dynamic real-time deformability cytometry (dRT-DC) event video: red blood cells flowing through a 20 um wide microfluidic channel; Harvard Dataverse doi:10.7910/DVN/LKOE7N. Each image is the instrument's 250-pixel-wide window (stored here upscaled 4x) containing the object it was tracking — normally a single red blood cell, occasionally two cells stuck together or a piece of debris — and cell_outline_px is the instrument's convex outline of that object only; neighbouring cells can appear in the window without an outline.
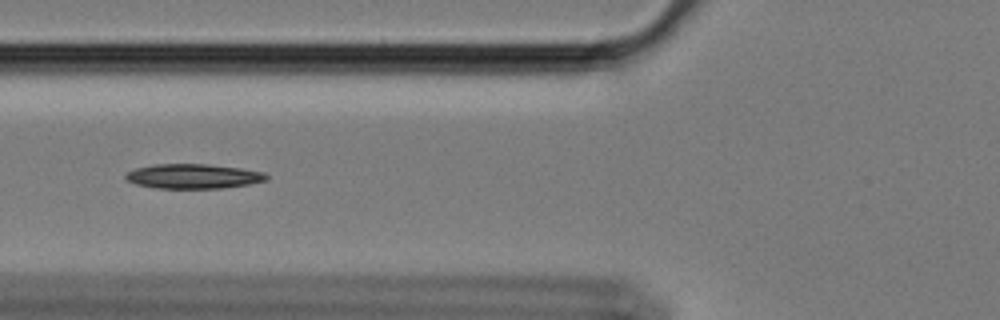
{"species": "Egyptian fruit bat (a non-hibernating species)", "species_latin": "Rousettus aegyptiacus", "temperature_condition": "cold", "stored_images_in_passage": 42, "camera_frame_rate_fps": 3000, "um_per_image_px": 0.085, "animal": {"sex": "female"}, "frame": {"image": 1, "passage_image": 5, "time_ms": 1.333, "image_size_px": [1000, 320], "cell_outline_px": [[268, 180], [248, 184], [220, 188], [156, 188], [136, 184], [128, 180], [124, 176], [128, 172], [136, 168], [156, 164], [204, 164], [240, 168], [264, 172], [268, 176]], "centroid_in_image_um": [16.44, 14.98], "position_along_channel_um": 109.4, "area_um2": 20.0}}
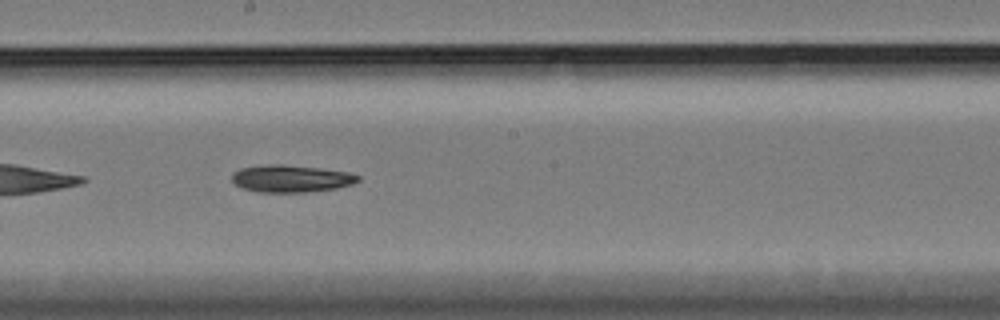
{"frame": {"image": 2, "passage_image": 15, "time_ms": 4.667, "image_size_px": [1000, 320], "cell_outline_px": [[360, 180], [352, 184], [336, 188], [304, 192], [256, 192], [244, 188], [236, 184], [232, 180], [232, 172], [240, 168], [272, 164], [280, 164], [320, 168], [348, 172], [360, 176]], "centroid_in_image_um": [24.74, 15.18], "position_along_channel_um": 223.5, "area_um2": 19.88}}
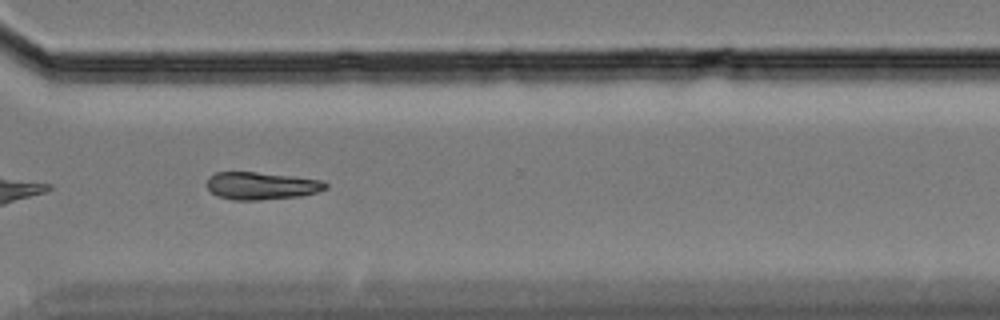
{"frame": {"image": 3, "passage_image": 26, "time_ms": 8.333, "image_size_px": [1000, 320], "cell_outline_px": [[328, 188], [316, 192], [300, 196], [256, 200], [232, 200], [216, 196], [208, 188], [208, 176], [216, 172], [256, 172], [292, 176], [324, 180], [328, 184]], "centroid_in_image_um": [22.23, 15.79], "position_along_channel_um": 348.4, "area_um2": 19.07}}